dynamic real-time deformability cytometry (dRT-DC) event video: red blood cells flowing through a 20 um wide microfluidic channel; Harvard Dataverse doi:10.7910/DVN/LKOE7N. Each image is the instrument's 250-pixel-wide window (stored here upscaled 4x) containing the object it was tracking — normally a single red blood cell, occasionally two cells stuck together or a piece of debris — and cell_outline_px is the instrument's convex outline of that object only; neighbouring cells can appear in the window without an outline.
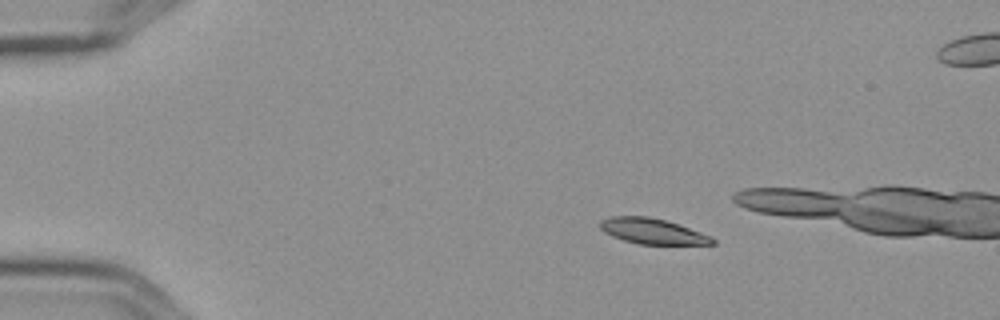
{"species": "Egyptian fruit bat (a non-hibernating species)", "species_latin": "Rousettus aegyptiacus", "temperature_condition": "cold", "stored_images_in_passage": 5, "camera_frame_rate_fps": 3000, "um_per_image_px": 0.085, "frame": {"image": 1, "passage_image": 2, "time_ms": 0.333, "image_size_px": [1000, 320], "cell_outline_px": [[716, 244], [640, 244], [624, 240], [612, 236], [604, 232], [600, 228], [600, 220], [612, 216], [648, 216], [664, 220], [712, 236], [716, 240]], "centroid_in_image_um": [55.45, 19.65], "position_along_channel_um": 29.6, "area_um2": 16.53}}